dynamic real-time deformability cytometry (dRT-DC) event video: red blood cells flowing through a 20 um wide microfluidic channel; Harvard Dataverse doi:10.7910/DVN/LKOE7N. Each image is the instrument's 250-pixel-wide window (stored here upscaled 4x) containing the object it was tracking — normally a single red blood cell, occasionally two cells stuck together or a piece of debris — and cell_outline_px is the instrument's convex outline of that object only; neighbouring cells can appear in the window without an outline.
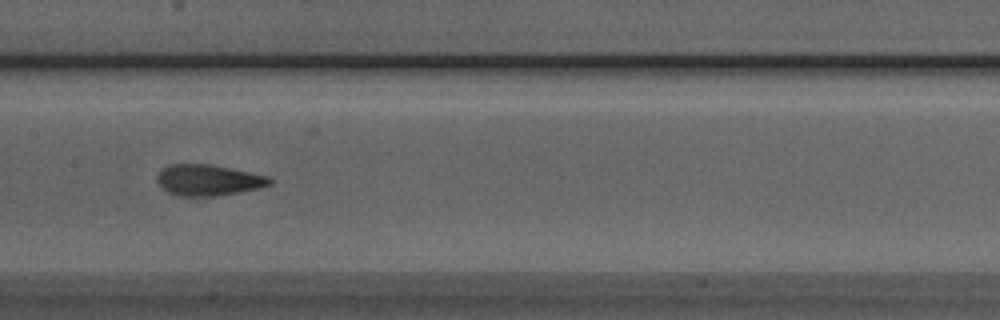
{"species": "Egyptian fruit bat (a non-hibernating species)", "species_latin": "Rousettus aegyptiacus", "temperature_condition": "room temperature", "stored_images_in_passage": 21, "camera_frame_rate_fps": 3000, "um_per_image_px": 0.085, "animal": {"sex": "male"}, "frame": {"image": 1, "passage_image": 12, "time_ms": 3.667, "image_size_px": [1000, 320], "cell_outline_px": [[272, 184], [260, 188], [216, 196], [180, 196], [168, 192], [156, 180], [156, 176], [164, 168], [172, 164], [208, 164], [268, 176], [272, 180]], "centroid_in_image_um": [17.71, 15.32], "position_along_channel_um": 189.7, "area_um2": 20.06}}
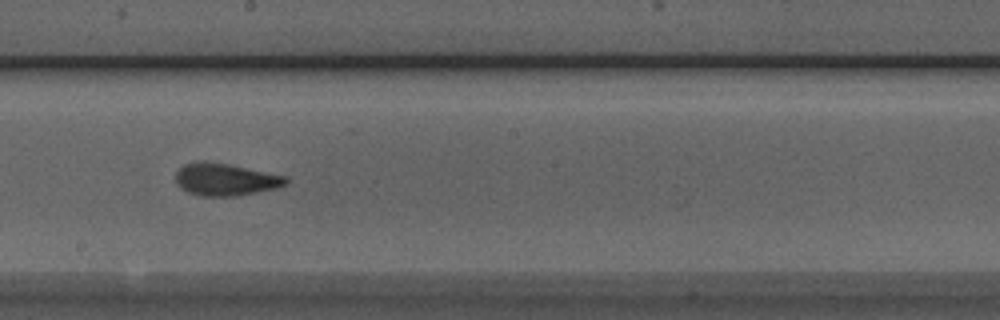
{"frame": {"image": 2, "passage_image": 15, "time_ms": 4.667, "image_size_px": [1000, 320], "cell_outline_px": [[288, 184], [276, 188], [236, 196], [200, 196], [188, 192], [180, 188], [176, 184], [176, 172], [184, 164], [204, 160], [228, 164], [288, 176]], "centroid_in_image_um": [19.16, 15.25], "position_along_channel_um": 229.0, "area_um2": 20.87}}
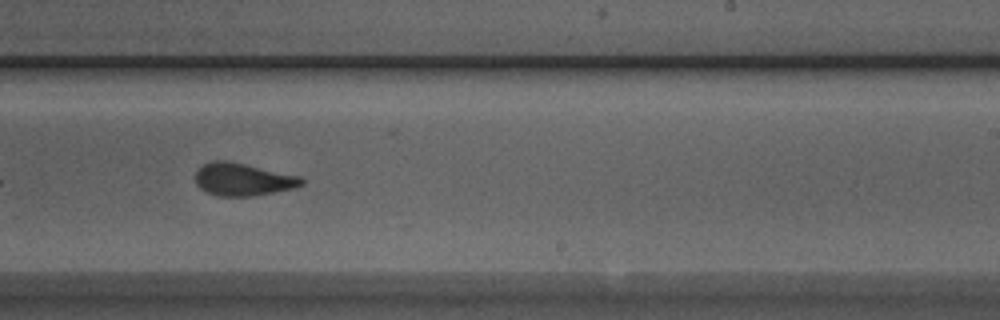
{"frame": {"image": 3, "passage_image": 18, "time_ms": 5.667, "image_size_px": [1000, 320], "cell_outline_px": [[304, 184], [296, 188], [252, 196], [216, 196], [204, 192], [196, 184], [196, 168], [212, 160], [224, 160], [244, 164], [300, 176], [304, 180]], "centroid_in_image_um": [20.62, 15.26], "position_along_channel_um": 268.4, "area_um2": 20.29}}